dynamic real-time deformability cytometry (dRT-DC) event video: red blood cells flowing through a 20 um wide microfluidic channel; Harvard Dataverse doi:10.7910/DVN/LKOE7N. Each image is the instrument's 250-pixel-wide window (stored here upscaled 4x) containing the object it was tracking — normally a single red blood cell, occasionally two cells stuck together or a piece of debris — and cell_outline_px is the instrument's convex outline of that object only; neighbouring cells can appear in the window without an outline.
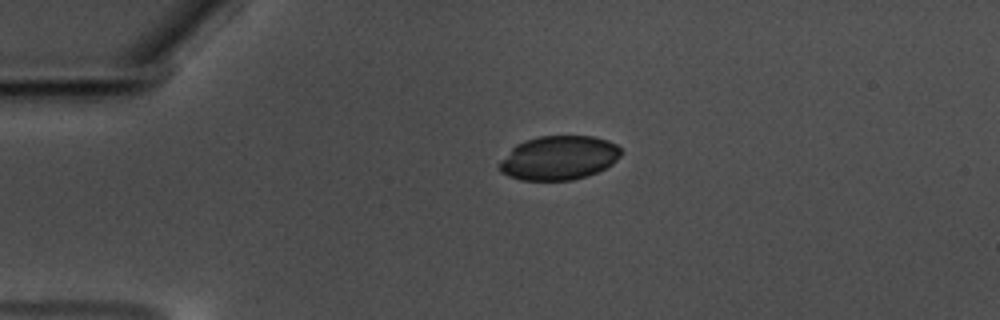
{"species": "common noctule bat (a hibernating species)", "species_latin": "Nyctalus noctula", "temperature_condition": "warm", "stored_images_in_passage": 46, "camera_frame_rate_fps": 3000, "um_per_image_px": 0.085, "animal": {"sex": "male", "body_mass_g": 17.5, "forearm_length_mm": 52.3}, "frame": {"image": 1, "passage_image": 1, "time_ms": 0.0, "image_size_px": [1000, 320], "cell_outline_px": [[624, 152], [612, 164], [596, 172], [572, 180], [520, 180], [508, 176], [500, 172], [496, 168], [496, 164], [516, 144], [524, 140], [540, 136], [592, 136], [608, 140], [616, 144]], "centroid_in_image_um": [47.46, 13.41], "position_along_channel_um": 37.5, "area_um2": 31.44}}
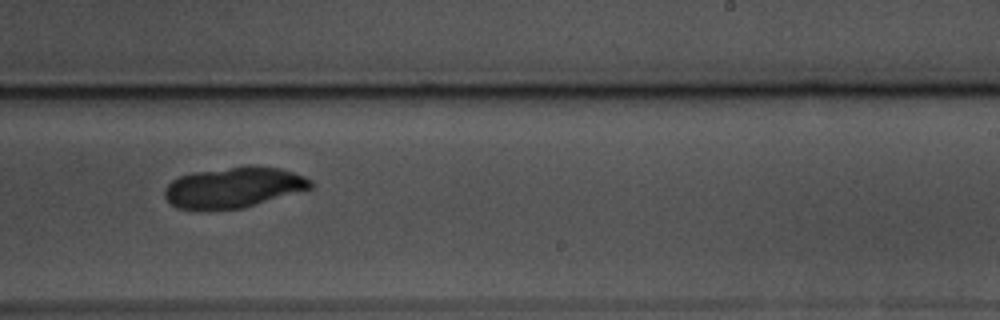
{"frame": {"image": 2, "passage_image": 24, "time_ms": 7.667, "image_size_px": [1000, 320], "cell_outline_px": [[312, 188], [244, 208], [176, 208], [164, 196], [164, 188], [172, 180], [180, 176], [192, 172], [228, 168], [280, 168], [304, 176], [312, 180]], "centroid_in_image_um": [19.85, 15.94], "position_along_channel_um": 269.2, "area_um2": 33.52}}
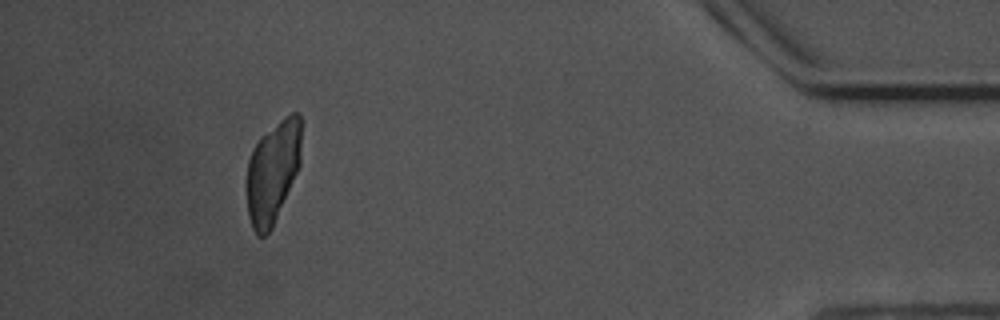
{"frame": {"image": 3, "passage_image": 41, "time_ms": 13.333, "image_size_px": [1000, 320], "cell_outline_px": [[300, 164], [272, 228], [264, 236], [256, 236], [252, 228], [248, 216], [244, 184], [248, 160], [252, 148], [260, 136], [284, 116], [292, 112], [300, 112]], "centroid_in_image_um": [23.12, 14.61], "position_along_channel_um": 412.1, "area_um2": 33.06}}